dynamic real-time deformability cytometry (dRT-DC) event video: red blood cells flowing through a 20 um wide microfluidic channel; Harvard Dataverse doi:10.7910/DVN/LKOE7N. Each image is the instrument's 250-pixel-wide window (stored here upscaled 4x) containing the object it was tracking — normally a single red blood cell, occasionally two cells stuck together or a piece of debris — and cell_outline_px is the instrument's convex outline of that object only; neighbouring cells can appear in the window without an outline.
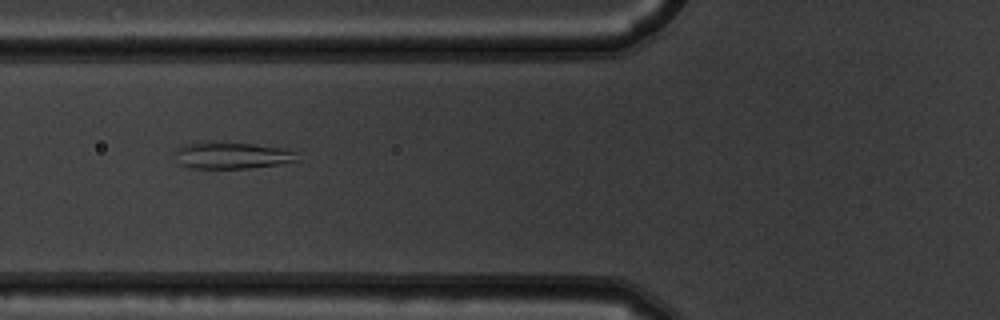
{"species": "common noctule bat (a hibernating species)", "species_latin": "Nyctalus noctula", "temperature_condition": "warm", "stored_images_in_passage": 9, "camera_frame_rate_fps": 3000, "um_per_image_px": 0.085, "animal": {"sex": "male", "body_mass_g": 19.5, "forearm_length_mm": 54.6}, "frame": {"image": 1, "passage_image": 4, "time_ms": 1.0, "image_size_px": [1000, 320], "cell_outline_px": [[300, 160], [276, 164], [248, 168], [188, 168], [180, 164], [172, 152], [184, 144], [204, 140], [212, 140], [252, 144], [284, 148], [296, 152]], "centroid_in_image_um": [19.64, 13.18], "position_along_channel_um": 106.2, "area_um2": 19.48}}
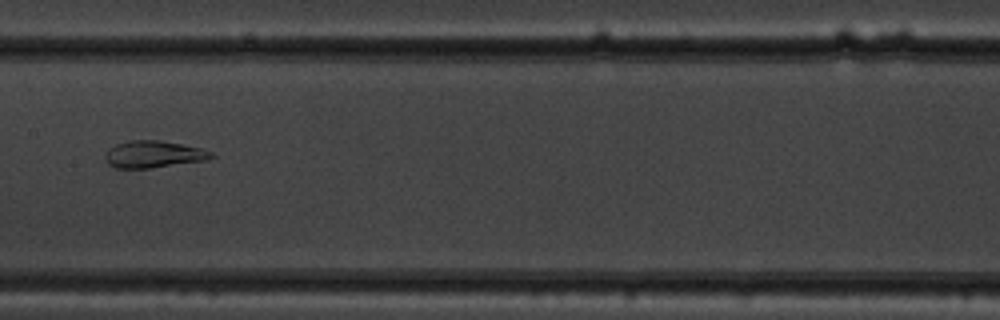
{"frame": {"image": 2, "passage_image": 6, "time_ms": 1.667, "image_size_px": [1000, 320], "cell_outline_px": [[216, 156], [208, 160], [148, 168], [116, 168], [108, 164], [104, 160], [104, 156], [108, 148], [116, 144], [128, 140], [160, 140], [200, 148], [212, 152]], "centroid_in_image_um": [13.02, 13.11], "position_along_channel_um": 194.4, "area_um2": 16.76}}
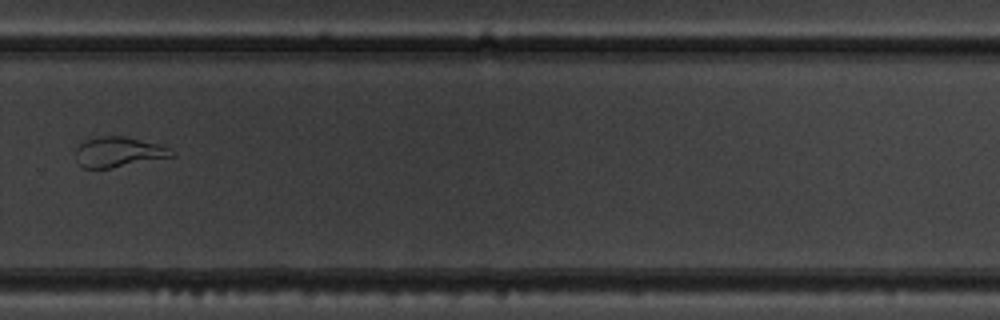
{"frame": {"image": 3, "passage_image": 9, "time_ms": 2.667, "image_size_px": [1000, 320], "cell_outline_px": [[176, 156], [108, 168], [80, 168], [76, 160], [76, 148], [80, 144], [88, 140], [100, 136], [124, 136], [160, 144], [172, 148], [176, 152]], "centroid_in_image_um": [10.12, 12.92], "position_along_channel_um": 319.7, "area_um2": 16.94}}